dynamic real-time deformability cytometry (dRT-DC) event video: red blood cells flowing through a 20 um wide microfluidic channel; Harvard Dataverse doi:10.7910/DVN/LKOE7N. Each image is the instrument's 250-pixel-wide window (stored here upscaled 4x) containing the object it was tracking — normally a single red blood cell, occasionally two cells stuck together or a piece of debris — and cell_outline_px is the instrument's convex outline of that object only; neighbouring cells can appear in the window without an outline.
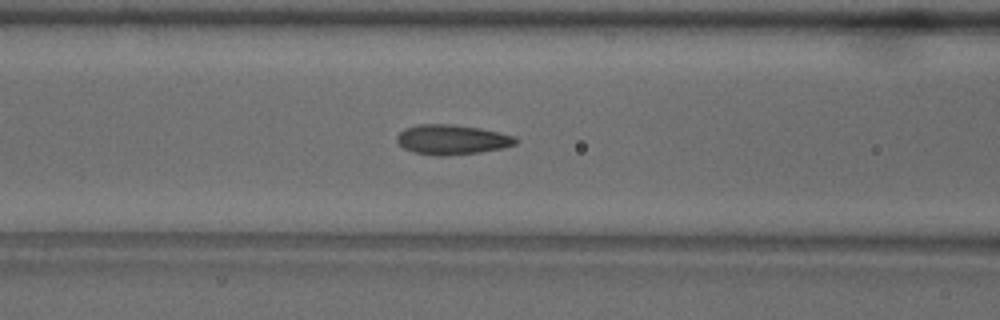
{"species": "common noctule bat (a hibernating species)", "species_latin": "Nyctalus noctula", "temperature_condition": "warm", "stored_images_in_passage": 25, "camera_frame_rate_fps": 3000, "um_per_image_px": 0.085, "animal": {"sex": "male", "body_mass_g": 18.8}, "frame": {"image": 1, "passage_image": 8, "time_ms": 2.333, "image_size_px": [1000, 320], "cell_outline_px": [[516, 144], [504, 148], [480, 152], [448, 156], [436, 156], [412, 152], [404, 148], [396, 140], [396, 136], [404, 128], [416, 124], [452, 124], [480, 128], [516, 136]], "centroid_in_image_um": [38.4, 11.87], "position_along_channel_um": 128.2, "area_um2": 20.87}, "authors_computed_cell_mechanics": {"area_um2": 19.941, "velocity_mm_per_s": 3.9303, "shape_relaxation_time_tau1_ms": 5.6573, "shape_relaxation_time_tau2_ms": 0.6782, "deformation_change_tau1": 0.1515, "deformation_change_tau2": 0.0464}}